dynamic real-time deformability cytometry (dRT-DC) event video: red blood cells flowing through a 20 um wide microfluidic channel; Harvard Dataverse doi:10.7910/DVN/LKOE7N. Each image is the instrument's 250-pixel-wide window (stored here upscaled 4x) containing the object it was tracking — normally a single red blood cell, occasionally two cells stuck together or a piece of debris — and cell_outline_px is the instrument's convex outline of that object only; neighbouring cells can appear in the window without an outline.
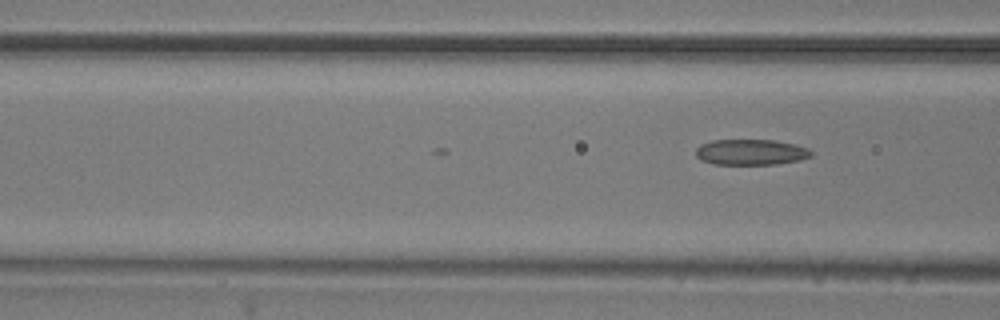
{"species": "common noctule bat (a hibernating species)", "species_latin": "Nyctalus noctula", "temperature_condition": "room temperature", "stored_images_in_passage": 10, "camera_frame_rate_fps": 3000, "um_per_image_px": 0.085, "animal": {"sex": "male", "body_mass_g": 20.5, "forearm_length_mm": 52.5}, "frame": {"image": 1, "passage_image": 10, "time_ms": 3.0, "image_size_px": [1000, 320], "cell_outline_px": [[812, 156], [800, 160], [776, 164], [712, 164], [700, 160], [696, 156], [696, 148], [700, 144], [712, 140], [772, 140], [792, 144], [808, 148], [812, 152]], "centroid_in_image_um": [63.79, 12.93], "position_along_channel_um": 102.8, "area_um2": 17.28}}